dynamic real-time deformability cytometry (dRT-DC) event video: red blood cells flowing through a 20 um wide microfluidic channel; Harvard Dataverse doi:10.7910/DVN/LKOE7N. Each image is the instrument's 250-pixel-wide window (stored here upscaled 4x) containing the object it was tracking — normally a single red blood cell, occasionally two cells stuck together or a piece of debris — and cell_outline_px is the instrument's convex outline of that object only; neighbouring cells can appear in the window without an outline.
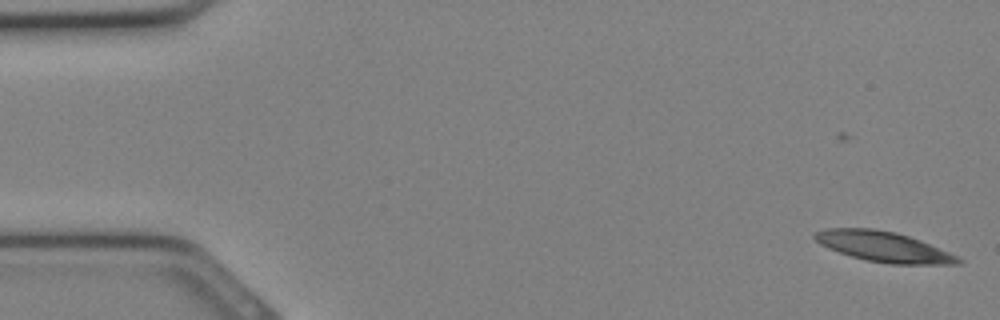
{"species": "Egyptian fruit bat (a non-hibernating species)", "species_latin": "Rousettus aegyptiacus", "temperature_condition": "cold", "stored_images_in_passage": 33, "camera_frame_rate_fps": 3000, "um_per_image_px": 0.085, "animal": {"sex": "female"}, "frame": {"image": 1, "passage_image": 2, "time_ms": 0.333, "image_size_px": [1000, 320], "cell_outline_px": [[964, 260], [960, 264], [888, 264], [864, 260], [828, 248], [820, 244], [812, 236], [816, 232], [824, 228], [872, 228], [896, 232], [920, 240], [960, 256]], "centroid_in_image_um": [75.14, 20.97], "position_along_channel_um": 9.9, "area_um2": 25.43}}
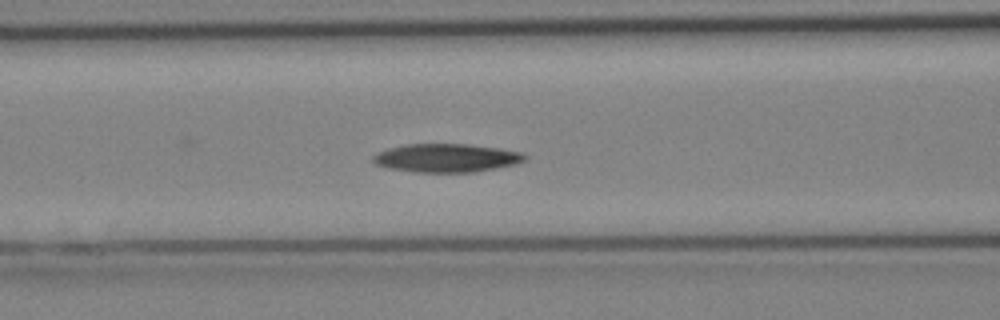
{"frame": {"image": 2, "passage_image": 14, "time_ms": 4.333, "image_size_px": [1000, 320], "cell_outline_px": [[528, 156], [524, 160], [516, 164], [496, 168], [472, 172], [416, 172], [388, 168], [376, 164], [372, 160], [372, 156], [376, 152], [388, 148], [404, 144], [468, 144], [500, 148], [524, 152]], "centroid_in_image_um": [37.95, 13.42], "position_along_channel_um": 128.7, "area_um2": 25.32}}
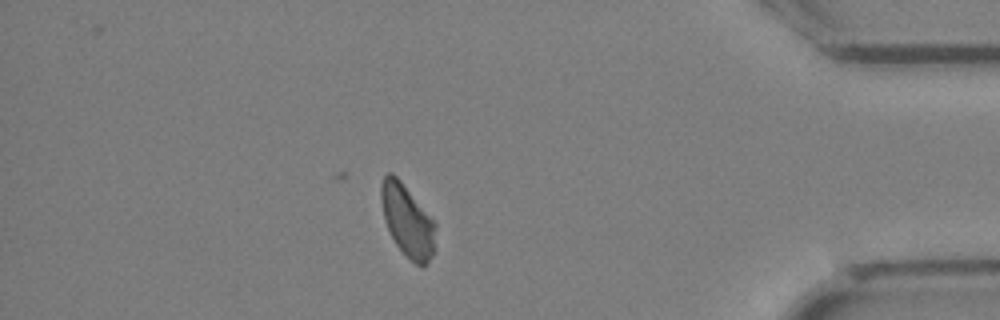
{"frame": {"image": 3, "passage_image": 29, "time_ms": 9.333, "image_size_px": [1000, 320], "cell_outline_px": [[436, 224], [432, 256], [420, 268], [396, 244], [384, 220], [380, 200], [380, 184], [384, 176], [388, 172], [392, 172], [400, 180]], "centroid_in_image_um": [34.59, 18.72], "position_along_channel_um": 400.6, "area_um2": 22.31}}